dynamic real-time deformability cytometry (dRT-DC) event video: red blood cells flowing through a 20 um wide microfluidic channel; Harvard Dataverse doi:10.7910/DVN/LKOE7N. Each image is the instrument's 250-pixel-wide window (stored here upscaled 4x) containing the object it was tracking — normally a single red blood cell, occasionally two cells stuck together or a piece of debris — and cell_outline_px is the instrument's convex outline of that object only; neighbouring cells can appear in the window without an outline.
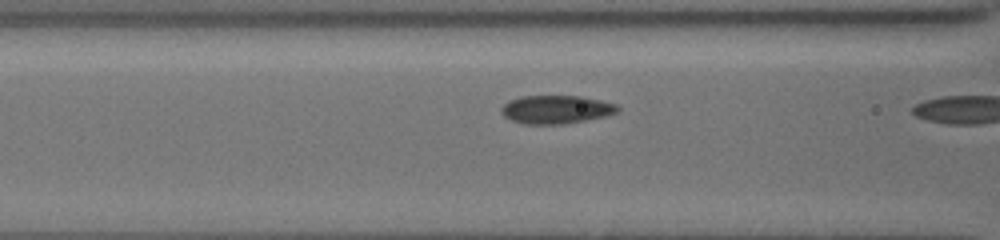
{"species": "common noctule bat (a hibernating species)", "species_latin": "Nyctalus noctula", "temperature_condition": "cold", "stored_images_in_passage": 9, "camera_frame_rate_fps": 3000, "um_per_image_px": 0.085, "animal": {"sex": "female", "body_mass_g": 19.5, "forearm_length_mm": 54.1}, "frame": {"image": 1, "passage_image": 8, "time_ms": 2.333, "image_size_px": [1000, 240], "cell_outline_px": [[620, 108], [616, 112], [604, 116], [564, 124], [524, 124], [512, 120], [504, 116], [500, 112], [500, 108], [508, 100], [520, 96], [584, 96], [616, 104]], "centroid_in_image_um": [47.23, 9.29], "position_along_channel_um": 119.4, "area_um2": 19.19}}